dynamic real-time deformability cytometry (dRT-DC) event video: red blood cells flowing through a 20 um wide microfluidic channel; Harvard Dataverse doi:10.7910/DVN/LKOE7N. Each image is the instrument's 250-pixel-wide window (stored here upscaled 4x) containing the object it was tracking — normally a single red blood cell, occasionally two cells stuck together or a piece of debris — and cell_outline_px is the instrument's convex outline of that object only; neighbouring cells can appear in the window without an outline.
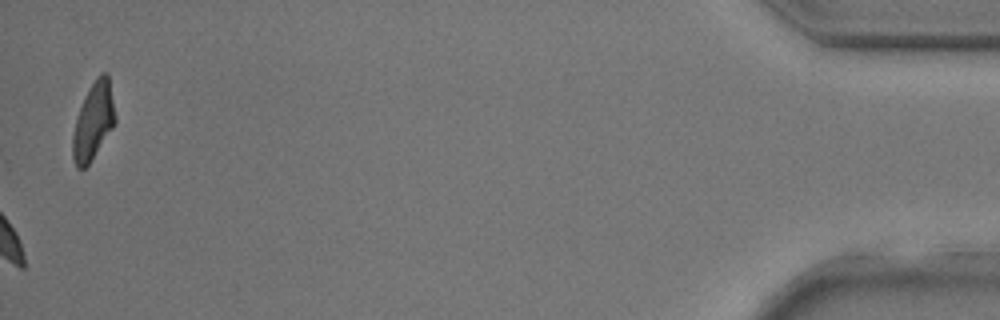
{"species": "common noctule bat (a hibernating species)", "species_latin": "Nyctalus noctula", "temperature_condition": "room temperature", "stored_images_in_passage": 34, "camera_frame_rate_fps": 3000, "um_per_image_px": 0.085, "animal": {"sex": "male", "body_mass_g": 17.9, "forearm_length_mm": 54.2}, "frame": {"image": 1, "passage_image": 34, "time_ms": 11.0, "image_size_px": [1000, 320], "cell_outline_px": [[116, 120], [112, 128], [88, 164], [84, 168], [76, 168], [72, 160], [72, 136], [76, 116], [84, 96], [100, 72], [108, 72], [116, 116]], "centroid_in_image_um": [7.92, 10.28], "position_along_channel_um": 427.3, "area_um2": 19.07}}